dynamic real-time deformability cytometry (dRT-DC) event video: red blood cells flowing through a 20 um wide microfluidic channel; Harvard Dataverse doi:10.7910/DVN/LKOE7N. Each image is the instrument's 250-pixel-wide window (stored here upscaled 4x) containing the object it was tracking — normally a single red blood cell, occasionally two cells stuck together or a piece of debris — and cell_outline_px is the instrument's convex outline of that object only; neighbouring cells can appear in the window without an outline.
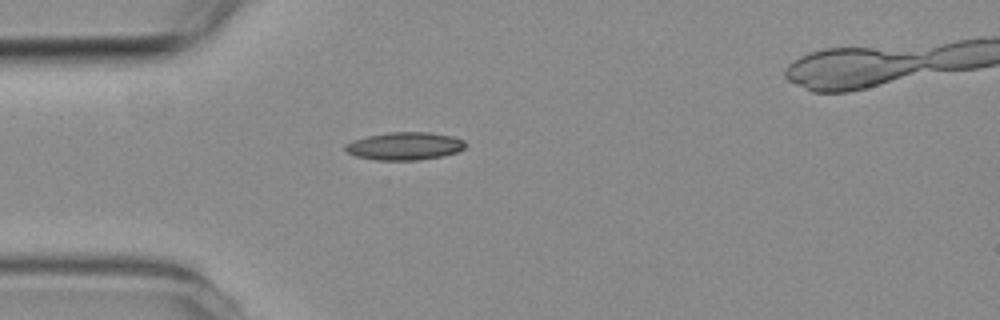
{"species": "common noctule bat (a hibernating species)", "species_latin": "Nyctalus noctula", "temperature_condition": "room temperature", "stored_images_in_passage": 2, "camera_frame_rate_fps": 3000, "um_per_image_px": 0.085, "animal": {"sex": "female", "body_mass_g": 19.3, "forearm_length_mm": 54.1}, "frame": {"image": 1, "passage_image": 1, "time_ms": 0.0, "image_size_px": [1000, 320], "cell_outline_px": [[464, 148], [456, 152], [440, 156], [416, 160], [376, 160], [356, 156], [344, 152], [344, 144], [352, 140], [368, 136], [388, 132], [428, 132], [452, 136], [464, 140]], "centroid_in_image_um": [34.33, 12.41], "position_along_channel_um": 50.7, "area_um2": 19.42}}